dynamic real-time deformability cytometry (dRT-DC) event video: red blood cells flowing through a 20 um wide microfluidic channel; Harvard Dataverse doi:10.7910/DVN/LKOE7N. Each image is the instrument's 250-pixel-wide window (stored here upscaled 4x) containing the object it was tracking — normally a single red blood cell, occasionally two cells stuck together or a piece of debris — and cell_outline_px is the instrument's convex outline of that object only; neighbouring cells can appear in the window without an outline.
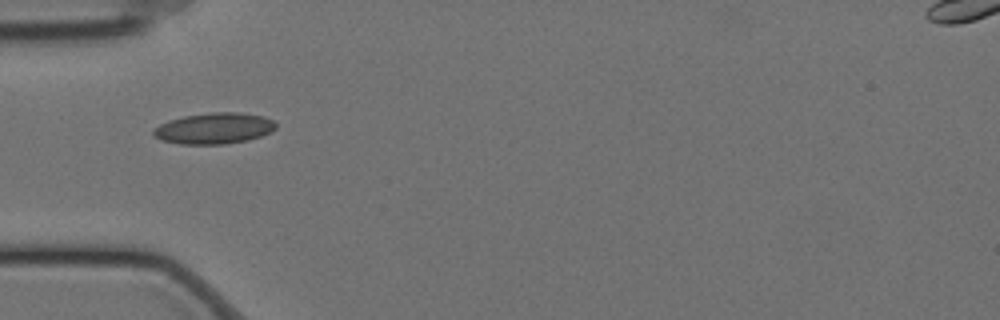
{"species": "Egyptian fruit bat (a non-hibernating species)", "species_latin": "Rousettus aegyptiacus", "temperature_condition": "cold", "stored_images_in_passage": 25, "camera_frame_rate_fps": 3000, "um_per_image_px": 0.085, "animal": {"sex": "female"}, "frame": {"image": 1, "passage_image": 1, "time_ms": 0.0, "image_size_px": [1000, 320], "cell_outline_px": [[276, 128], [272, 132], [248, 140], [224, 144], [180, 144], [160, 140], [152, 132], [152, 128], [168, 120], [184, 116], [212, 112], [236, 112], [264, 116], [272, 120], [276, 124]], "centroid_in_image_um": [18.19, 10.91], "position_along_channel_um": 66.8, "area_um2": 22.25}}
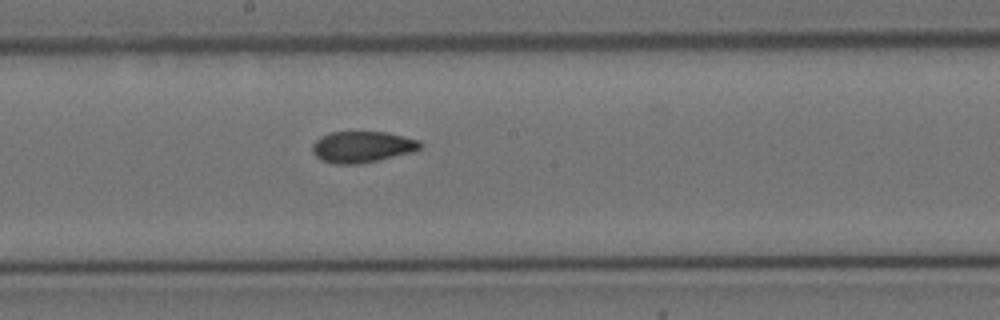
{"frame": {"image": 2, "passage_image": 14, "time_ms": 4.333, "image_size_px": [1000, 320], "cell_outline_px": [[424, 144], [420, 148], [412, 152], [376, 160], [356, 164], [336, 164], [320, 160], [312, 152], [312, 144], [320, 136], [332, 132], [384, 132], [420, 140]], "centroid_in_image_um": [30.76, 12.48], "position_along_channel_um": 217.4, "area_um2": 19.54}}
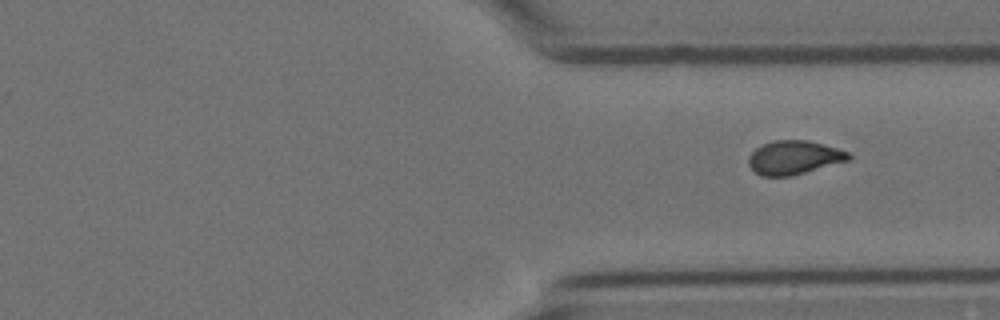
{"frame": {"image": 3, "passage_image": 25, "time_ms": 8.0, "image_size_px": [1000, 320], "cell_outline_px": [[852, 156], [848, 160], [792, 176], [760, 176], [748, 164], [748, 156], [756, 148], [772, 140], [808, 140], [824, 144], [848, 152]], "centroid_in_image_um": [67.47, 13.38], "position_along_channel_um": 343.9, "area_um2": 19.59}}